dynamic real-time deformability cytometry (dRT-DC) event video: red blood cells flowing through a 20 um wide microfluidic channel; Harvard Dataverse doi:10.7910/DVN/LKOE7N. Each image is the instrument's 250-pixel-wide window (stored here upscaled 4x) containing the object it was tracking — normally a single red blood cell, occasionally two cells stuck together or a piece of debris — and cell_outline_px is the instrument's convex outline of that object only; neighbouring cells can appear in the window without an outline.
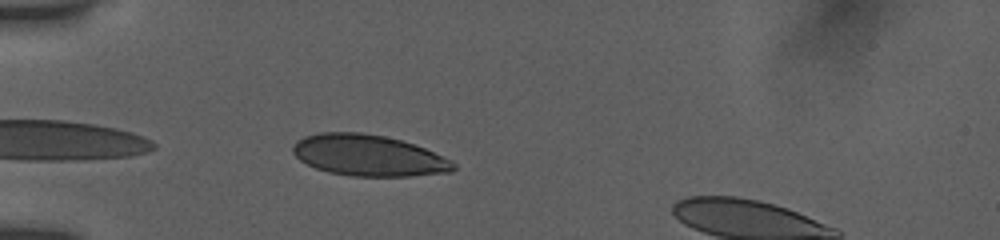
{"species": "human", "species_latin": "Homo sapiens", "temperature_condition": "room temperature", "stored_images_in_passage": 6, "camera_frame_rate_fps": 3000, "um_per_image_px": 0.085, "donor": {"sex": "female"}, "frame": {"image": 1, "passage_image": 2, "time_ms": 0.333, "image_size_px": [1000, 240], "cell_outline_px": [[456, 168], [452, 172], [408, 176], [352, 176], [328, 172], [316, 168], [300, 160], [292, 152], [292, 144], [296, 140], [304, 136], [320, 132], [360, 132], [384, 136], [400, 140], [424, 148], [452, 160], [456, 164]], "centroid_in_image_um": [31.3, 13.21], "position_along_channel_um": 53.7, "area_um2": 38.61}}
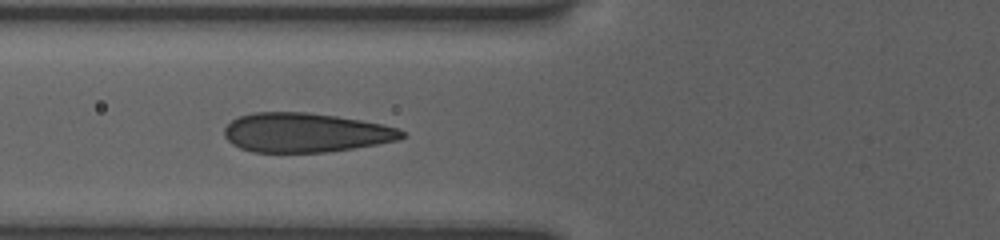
{"frame": {"image": 2, "passage_image": 5, "time_ms": 2.0, "image_size_px": [1000, 240], "cell_outline_px": [[408, 136], [400, 140], [328, 152], [252, 152], [240, 148], [232, 144], [224, 136], [224, 128], [232, 120], [240, 116], [252, 112], [308, 112], [336, 116], [360, 120], [380, 124], [396, 128], [404, 132]], "centroid_in_image_um": [25.95, 11.27], "position_along_channel_um": 99.9, "area_um2": 40.63}}
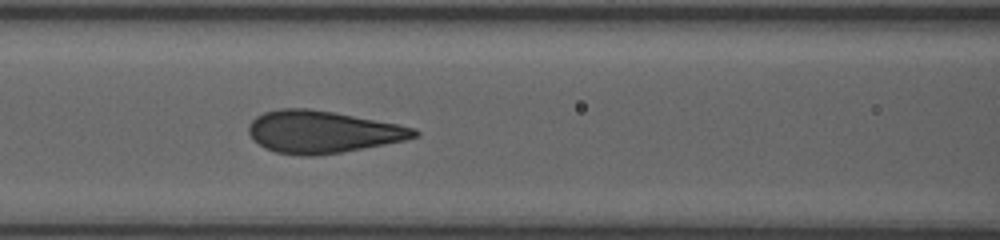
{"frame": {"image": 3, "passage_image": 6, "time_ms": 3.0, "image_size_px": [1000, 240], "cell_outline_px": [[420, 136], [404, 140], [384, 144], [340, 152], [312, 156], [300, 156], [276, 152], [264, 148], [248, 132], [248, 124], [256, 116], [264, 112], [280, 108], [308, 108], [332, 112], [396, 124], [416, 128], [420, 132]], "centroid_in_image_um": [27.39, 11.21], "position_along_channel_um": 139.2, "area_um2": 40.4}}